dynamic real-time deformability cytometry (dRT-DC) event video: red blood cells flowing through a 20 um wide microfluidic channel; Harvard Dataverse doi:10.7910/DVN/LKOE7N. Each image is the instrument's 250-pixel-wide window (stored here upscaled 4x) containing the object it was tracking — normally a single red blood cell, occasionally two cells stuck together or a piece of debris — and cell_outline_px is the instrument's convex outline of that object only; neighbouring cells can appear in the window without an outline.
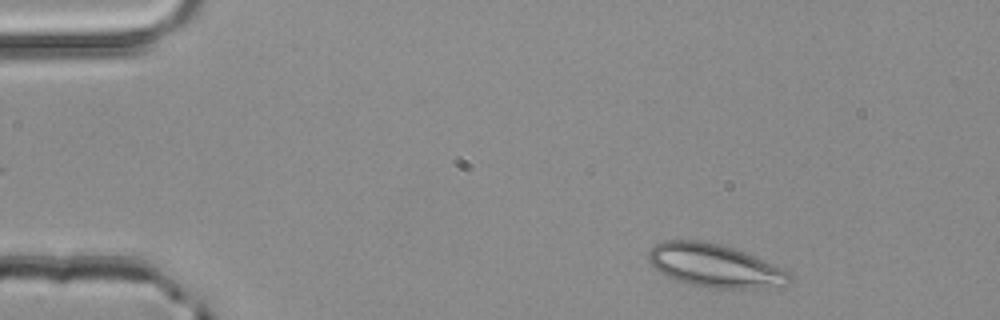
{"species": "common noctule bat (a hibernating species)", "species_latin": "Nyctalus noctula", "temperature_condition": "room temperature", "stored_images_in_passage": 48, "camera_frame_rate_fps": 3000, "um_per_image_px": 0.085, "animal": {"sex": "male", "body_mass_g": 20.4}, "frame": {"image": 1, "passage_image": 2, "time_ms": 0.333, "image_size_px": [1000, 320], "cell_outline_px": [[792, 280], [784, 288], [708, 288], [688, 284], [676, 280], [660, 272], [648, 260], [648, 252], [656, 244], [664, 240], [700, 240], [720, 244], [744, 252], [780, 268], [788, 272], [792, 276]], "centroid_in_image_um": [60.77, 22.6], "position_along_channel_um": 24.2, "area_um2": 35.43}}
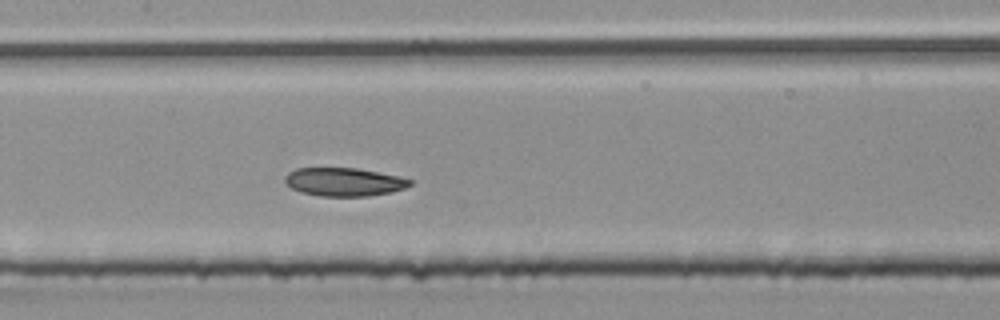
{"frame": {"image": 2, "passage_image": 20, "time_ms": 6.333, "image_size_px": [1000, 320], "cell_outline_px": [[412, 184], [404, 188], [392, 192], [368, 196], [320, 196], [300, 192], [292, 188], [284, 180], [284, 176], [288, 172], [296, 168], [356, 168], [400, 176], [412, 180]], "centroid_in_image_um": [29.24, 15.46], "position_along_channel_um": 178.2, "area_um2": 20.69}}
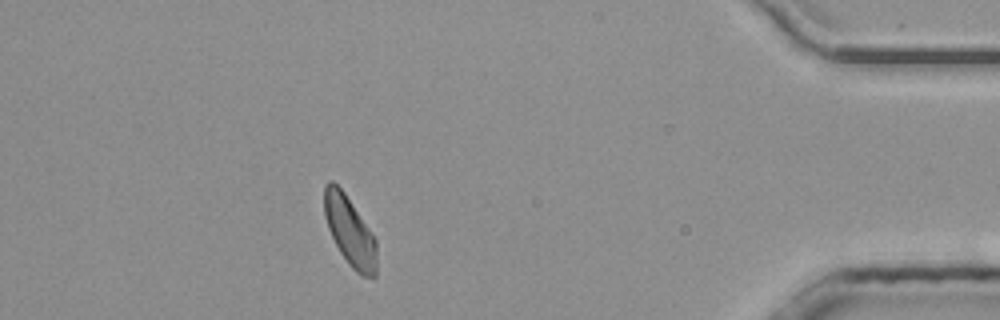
{"frame": {"image": 3, "passage_image": 41, "time_ms": 13.333, "image_size_px": [1000, 320], "cell_outline_px": [[376, 276], [360, 276], [348, 264], [340, 252], [328, 228], [324, 216], [324, 184], [328, 180], [332, 180], [344, 192], [376, 240]], "centroid_in_image_um": [29.71, 19.65], "position_along_channel_um": 405.5, "area_um2": 20.92}}